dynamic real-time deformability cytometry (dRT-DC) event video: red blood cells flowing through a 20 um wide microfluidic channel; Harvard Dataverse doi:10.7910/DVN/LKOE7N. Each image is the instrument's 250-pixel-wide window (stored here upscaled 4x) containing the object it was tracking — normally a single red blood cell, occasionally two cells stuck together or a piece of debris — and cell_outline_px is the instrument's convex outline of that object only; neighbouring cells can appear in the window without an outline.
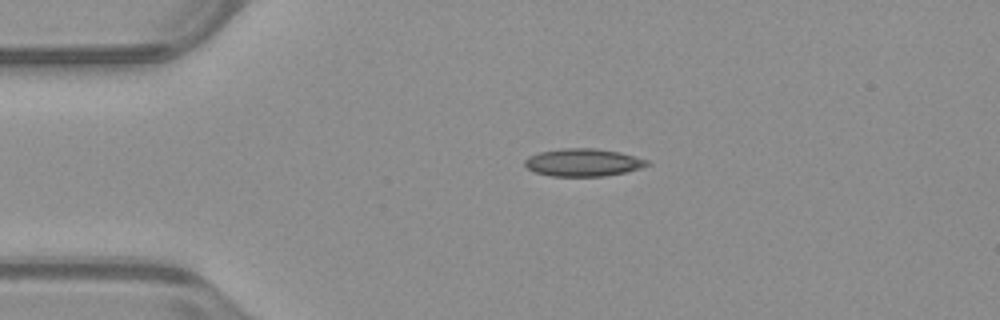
{"species": "common noctule bat (a hibernating species)", "species_latin": "Nyctalus noctula", "temperature_condition": "warm", "stored_images_in_passage": 42, "camera_frame_rate_fps": 3000, "um_per_image_px": 0.085, "animal": {"sex": "male", "body_mass_g": 23.1, "forearm_length_mm": 52.7}, "frame": {"image": 1, "passage_image": 1, "time_ms": 0.0, "image_size_px": [1000, 320], "cell_outline_px": [[652, 164], [628, 172], [604, 176], [548, 176], [536, 172], [528, 168], [524, 164], [524, 160], [528, 156], [540, 152], [564, 148], [596, 148], [620, 152], [648, 160]], "centroid_in_image_um": [49.59, 13.81], "position_along_channel_um": 35.4, "area_um2": 19.83}}
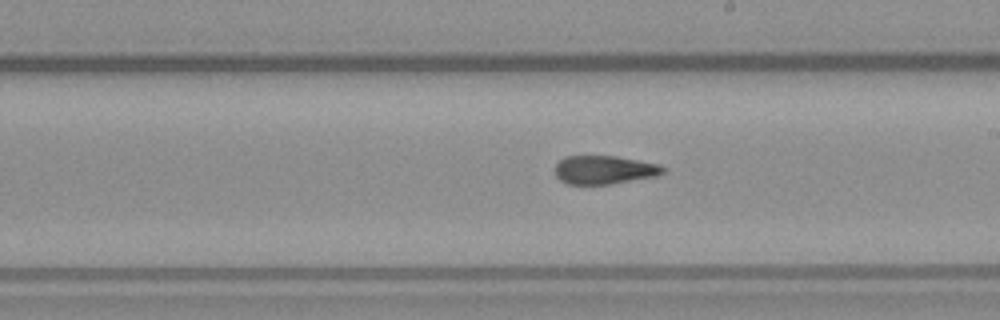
{"frame": {"image": 2, "passage_image": 19, "time_ms": 6.0, "image_size_px": [1000, 320], "cell_outline_px": [[668, 172], [656, 176], [612, 184], [568, 184], [560, 180], [556, 176], [556, 164], [564, 156], [616, 156], [660, 164], [668, 168]], "centroid_in_image_um": [51.43, 14.43], "position_along_channel_um": 237.6, "area_um2": 18.15}}
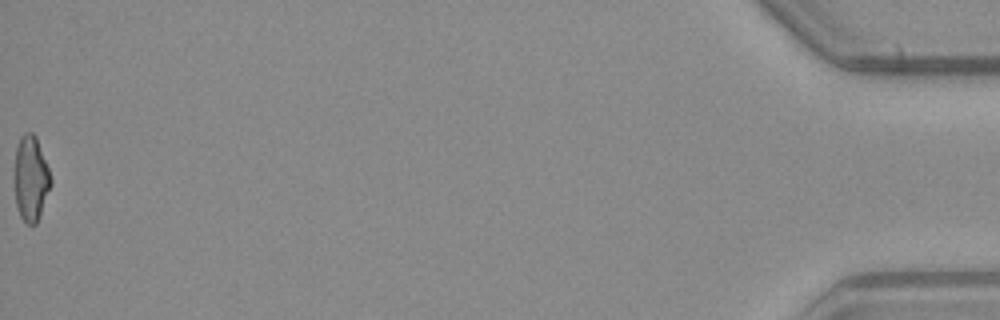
{"frame": {"image": 3, "passage_image": 42, "time_ms": 13.667, "image_size_px": [1000, 320], "cell_outline_px": [[52, 184], [36, 224], [28, 224], [20, 216], [16, 204], [16, 148], [20, 136], [24, 132], [32, 132], [36, 136], [48, 168], [52, 180]], "centroid_in_image_um": [2.64, 15.15], "position_along_channel_um": 432.6, "area_um2": 17.63}, "authors_computed_cell_mechanics": {"area_um2": 18.9295, "velocity_mm_per_s": 3.9776, "shape_relaxation_time_tau1_ms": null, "shape_relaxation_time_tau2_ms": 2.4832, "deformation_change_tau1": null, "deformation_change_tau2": 0.1047}}